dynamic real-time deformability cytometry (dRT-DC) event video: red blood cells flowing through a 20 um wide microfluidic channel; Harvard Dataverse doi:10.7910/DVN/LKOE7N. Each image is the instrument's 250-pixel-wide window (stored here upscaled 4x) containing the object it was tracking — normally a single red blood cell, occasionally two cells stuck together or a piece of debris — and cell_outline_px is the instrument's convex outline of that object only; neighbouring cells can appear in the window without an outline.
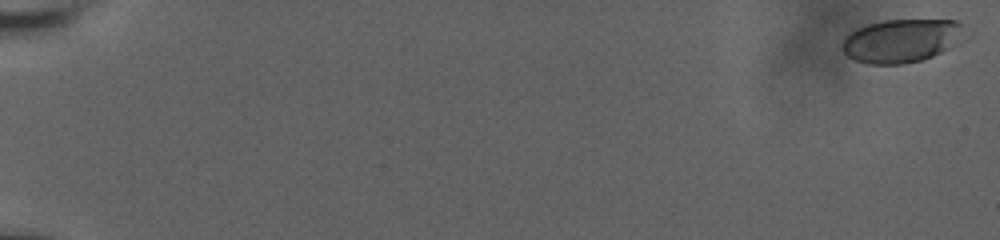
{"species": "human", "species_latin": "Homo sapiens", "temperature_condition": "room temperature", "stored_images_in_passage": 62, "camera_frame_rate_fps": 3000, "um_per_image_px": 0.085, "donor": {"sex": "male"}, "frame": {"image": 1, "passage_image": 2, "time_ms": 0.333, "image_size_px": [1000, 240], "cell_outline_px": [[972, 36], [960, 44], [932, 56], [920, 60], [904, 64], [868, 64], [856, 60], [848, 56], [840, 48], [840, 44], [856, 28], [868, 24], [884, 20], [956, 20], [964, 24], [972, 32]], "centroid_in_image_um": [76.79, 3.44], "position_along_channel_um": 8.2, "area_um2": 31.91}}
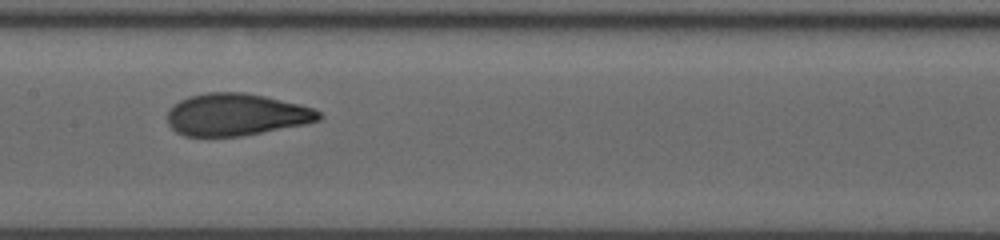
{"frame": {"image": 2, "passage_image": 35, "time_ms": 11.333, "image_size_px": [1000, 240], "cell_outline_px": [[324, 116], [320, 120], [304, 124], [240, 136], [184, 136], [176, 132], [168, 124], [168, 108], [172, 104], [188, 96], [208, 92], [244, 92], [264, 96], [300, 104], [312, 108], [320, 112]], "centroid_in_image_um": [20.05, 9.73], "position_along_channel_um": 187.4, "area_um2": 37.22}}
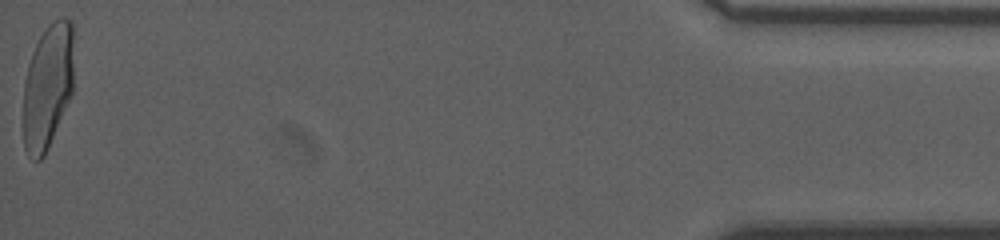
{"frame": {"image": 3, "passage_image": 62, "time_ms": 20.333, "image_size_px": [1000, 240], "cell_outline_px": [[72, 92], [48, 148], [44, 156], [40, 160], [32, 160], [28, 156], [24, 148], [24, 84], [28, 64], [32, 52], [40, 36], [48, 24], [52, 20], [72, 20]], "centroid_in_image_um": [4.03, 7.37], "position_along_channel_um": 431.2, "area_um2": 36.36}, "authors_computed_cell_mechanics": {"area_um2": 36.7897, "velocity_mm_per_s": 3.6601, "shape_relaxation_time_tau1_ms": 5.8915, "shape_relaxation_time_tau2_ms": 0.8631, "deformation_change_tau1": 0.2138, "deformation_change_tau2": 0.0613}}